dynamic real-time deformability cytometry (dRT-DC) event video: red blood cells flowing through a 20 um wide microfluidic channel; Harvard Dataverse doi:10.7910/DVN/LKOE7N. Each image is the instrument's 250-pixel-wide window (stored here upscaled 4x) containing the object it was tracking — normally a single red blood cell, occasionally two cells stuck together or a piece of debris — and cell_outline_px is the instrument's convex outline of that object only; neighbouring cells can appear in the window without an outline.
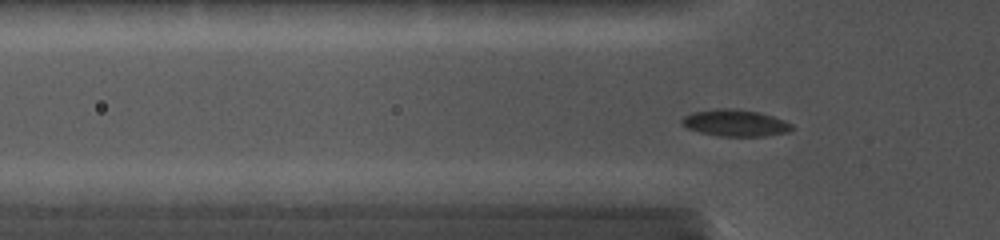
{"species": "common noctule bat (a hibernating species)", "species_latin": "Nyctalus noctula", "temperature_condition": "cold", "stored_images_in_passage": 67, "camera_frame_rate_fps": 5000, "um_per_image_px": 0.085, "animal": {"sex": "female", "body_mass_g": 19.0, "forearm_length_mm": 56.7}, "frame": {"image": 1, "passage_image": 24, "time_ms": 4.6, "image_size_px": [1000, 240], "cell_outline_px": [[792, 128], [788, 132], [764, 136], [720, 136], [700, 132], [688, 128], [680, 124], [680, 120], [684, 116], [692, 112], [716, 108], [736, 108], [760, 112], [784, 120], [792, 124]], "centroid_in_image_um": [62.46, 10.44], "position_along_channel_um": 63.3, "area_um2": 17.22}}
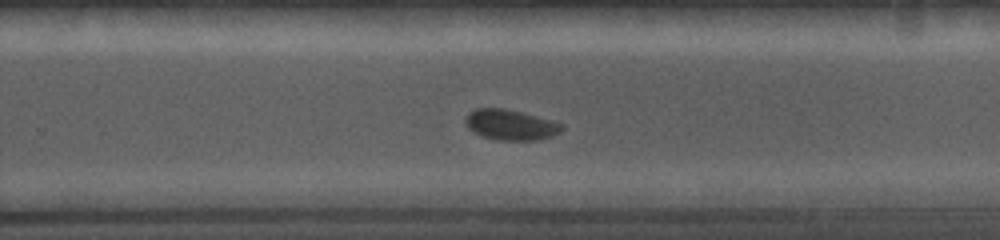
{"frame": {"image": 2, "passage_image": 52, "time_ms": 10.2, "image_size_px": [1000, 240], "cell_outline_px": [[564, 128], [560, 132], [552, 136], [536, 140], [496, 140], [472, 132], [468, 128], [464, 120], [468, 112], [476, 108], [504, 108], [520, 112], [564, 124]], "centroid_in_image_um": [43.37, 10.61], "position_along_channel_um": 286.4, "area_um2": 17.05}}
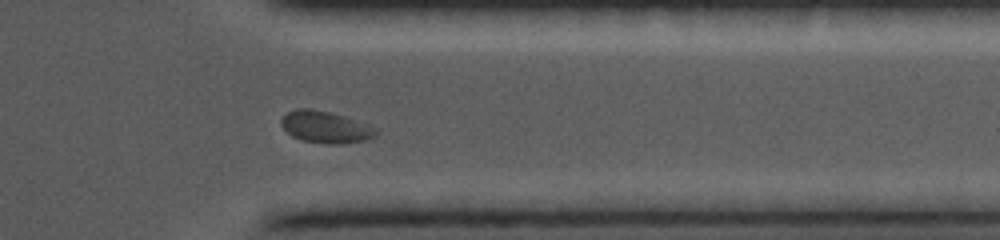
{"frame": {"image": 3, "passage_image": 64, "time_ms": 12.6, "image_size_px": [1000, 240], "cell_outline_px": [[380, 132], [376, 136], [364, 140], [340, 144], [324, 144], [300, 140], [292, 136], [280, 124], [280, 120], [288, 112], [296, 108], [308, 108], [328, 112], [344, 116], [376, 128]], "centroid_in_image_um": [27.66, 10.81], "position_along_channel_um": 383.7, "area_um2": 17.51}}